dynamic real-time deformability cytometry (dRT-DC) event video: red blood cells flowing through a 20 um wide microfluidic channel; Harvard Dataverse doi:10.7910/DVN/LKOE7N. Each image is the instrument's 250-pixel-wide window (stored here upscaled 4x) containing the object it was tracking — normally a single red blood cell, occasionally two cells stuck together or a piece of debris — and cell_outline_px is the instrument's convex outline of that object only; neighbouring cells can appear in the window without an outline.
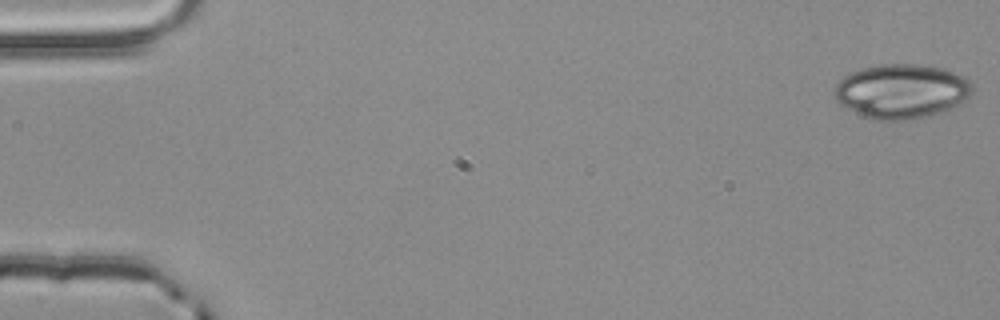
{"species": "common noctule bat (a hibernating species)", "species_latin": "Nyctalus noctula", "temperature_condition": "room temperature", "stored_images_in_passage": 54, "camera_frame_rate_fps": 3000, "um_per_image_px": 0.085, "animal": {"sex": "male", "body_mass_g": 20.4}, "frame": {"image": 1, "passage_image": 1, "time_ms": 0.0, "image_size_px": [1000, 320], "cell_outline_px": [[972, 92], [964, 104], [944, 112], [928, 116], [908, 120], [872, 120], [840, 104], [832, 96], [832, 88], [844, 76], [860, 68], [880, 64], [920, 64], [944, 68], [956, 72], [964, 76], [972, 84]], "centroid_in_image_um": [76.65, 7.75], "position_along_channel_um": 8.3, "area_um2": 44.51}}
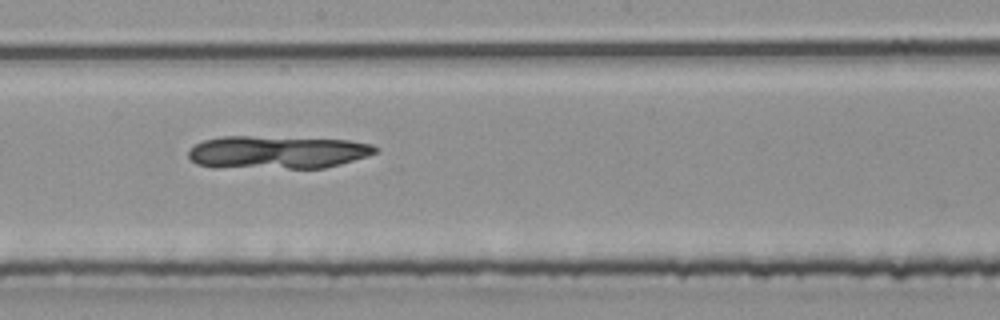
{"frame": {"image": 2, "passage_image": 30, "time_ms": 9.667, "image_size_px": [1000, 320], "cell_outline_px": [[380, 148], [376, 152], [368, 156], [340, 164], [324, 168], [212, 168], [196, 164], [188, 156], [188, 148], [204, 140], [224, 136], [248, 136], [348, 140], [372, 144]], "centroid_in_image_um": [23.53, 12.95], "position_along_channel_um": 224.7, "area_um2": 36.24}}
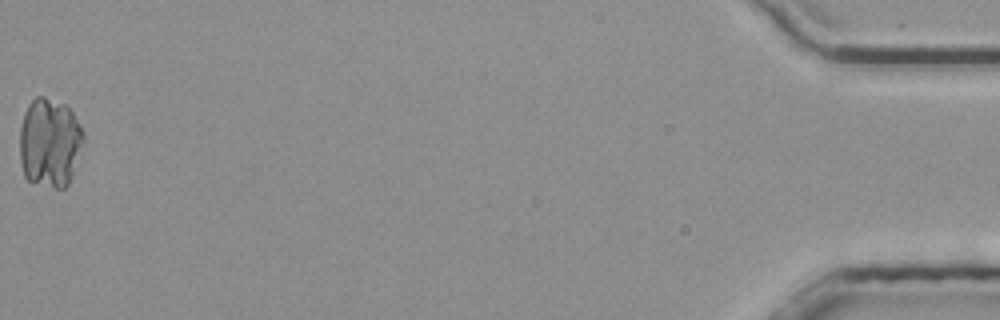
{"frame": {"image": 3, "passage_image": 54, "time_ms": 17.667, "image_size_px": [1000, 320], "cell_outline_px": [[84, 144], [72, 176], [68, 184], [64, 188], [56, 188], [28, 180], [24, 176], [20, 160], [20, 128], [24, 112], [28, 104], [36, 96], [44, 96], [64, 104], [72, 112], [80, 124], [84, 132]], "centroid_in_image_um": [4.24, 12.12], "position_along_channel_um": 431.0, "area_um2": 33.41}}